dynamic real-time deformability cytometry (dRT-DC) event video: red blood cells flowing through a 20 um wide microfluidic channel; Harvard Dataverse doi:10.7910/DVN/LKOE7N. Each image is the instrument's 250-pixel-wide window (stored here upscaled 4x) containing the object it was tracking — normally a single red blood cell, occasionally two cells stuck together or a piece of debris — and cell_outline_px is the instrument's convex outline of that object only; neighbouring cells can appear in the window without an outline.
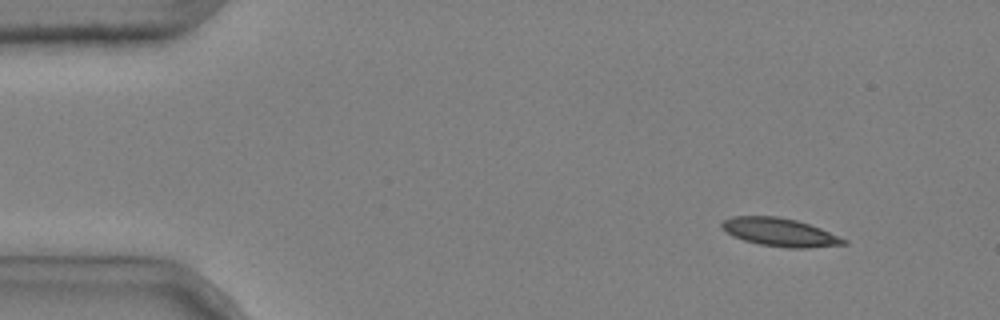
{"species": "common noctule bat (a hibernating species)", "species_latin": "Nyctalus noctula", "temperature_condition": "cold", "stored_images_in_passage": 4, "camera_frame_rate_fps": 3000, "um_per_image_px": 0.085, "animal": {"sex": "male", "body_mass_g": 20.4}, "frame": {"image": 1, "passage_image": 1, "time_ms": 0.0, "image_size_px": [1000, 320], "cell_outline_px": [[848, 244], [808, 248], [788, 248], [760, 244], [744, 240], [732, 236], [720, 224], [724, 220], [732, 216], [776, 216], [796, 220], [820, 228], [848, 240]], "centroid_in_image_um": [66.31, 19.74], "position_along_channel_um": 18.7, "area_um2": 19.88}}